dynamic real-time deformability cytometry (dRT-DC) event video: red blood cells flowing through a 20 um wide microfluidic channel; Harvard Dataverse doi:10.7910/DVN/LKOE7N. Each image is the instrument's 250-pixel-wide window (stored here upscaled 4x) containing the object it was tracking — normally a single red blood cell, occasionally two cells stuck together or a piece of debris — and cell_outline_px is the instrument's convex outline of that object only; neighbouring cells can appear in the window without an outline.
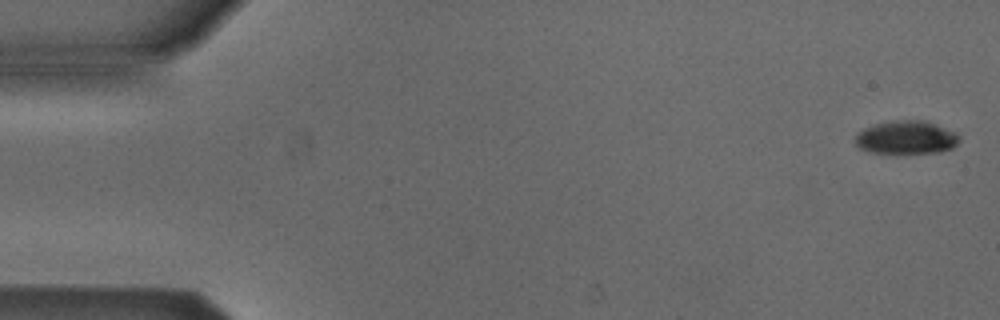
{"species": "Egyptian fruit bat (a non-hibernating species)", "species_latin": "Rousettus aegyptiacus", "temperature_condition": "cold", "stored_images_in_passage": 5, "camera_frame_rate_fps": 3000, "um_per_image_px": 0.085, "animal": {"sex": "male"}, "frame": {"image": 1, "passage_image": 1, "time_ms": 0.0, "image_size_px": [1000, 320], "cell_outline_px": [[960, 140], [952, 148], [936, 152], [872, 152], [860, 148], [856, 144], [856, 136], [864, 128], [876, 124], [900, 120], [928, 120], [956, 132], [960, 136]], "centroid_in_image_um": [77.09, 11.66], "position_along_channel_um": 7.9, "area_um2": 19.83}}
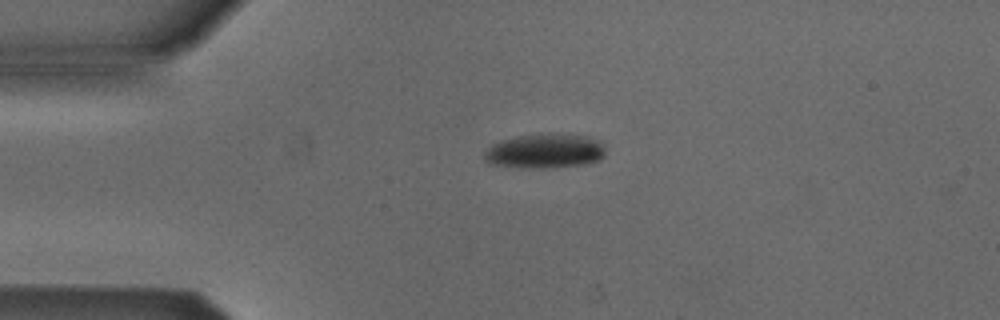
{"frame": {"image": 2, "passage_image": 4, "time_ms": 1.0, "image_size_px": [1000, 320], "cell_outline_px": [[604, 156], [600, 160], [584, 164], [548, 168], [520, 168], [488, 164], [484, 160], [484, 152], [492, 144], [500, 140], [520, 136], [584, 136], [596, 140], [604, 144]], "centroid_in_image_um": [46.26, 12.9], "position_along_channel_um": 38.7, "area_um2": 23.76}}